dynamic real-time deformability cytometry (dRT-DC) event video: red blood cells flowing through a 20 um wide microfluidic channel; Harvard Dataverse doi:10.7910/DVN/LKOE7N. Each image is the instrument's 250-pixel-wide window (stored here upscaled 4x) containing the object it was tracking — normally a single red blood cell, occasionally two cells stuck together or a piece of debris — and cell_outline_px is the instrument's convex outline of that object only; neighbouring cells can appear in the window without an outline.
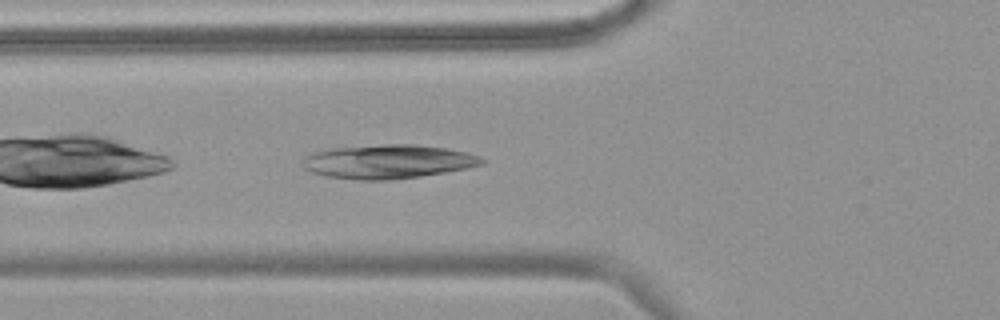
{"species": "common noctule bat (a hibernating species)", "species_latin": "Nyctalus noctula", "temperature_condition": "warm", "stored_images_in_passage": 30, "camera_frame_rate_fps": 3000, "um_per_image_px": 0.085, "animal": {"sex": "female", "body_mass_g": 18.4}, "frame": {"image": 1, "passage_image": 3, "time_ms": 0.667, "image_size_px": [1000, 320], "cell_outline_px": [[484, 164], [468, 168], [420, 176], [388, 180], [360, 180], [328, 176], [312, 172], [304, 168], [304, 156], [316, 152], [332, 148], [384, 144], [416, 144], [448, 148], [468, 152], [480, 156], [484, 160]], "centroid_in_image_um": [33.04, 13.73], "position_along_channel_um": 92.8, "area_um2": 35.32}}
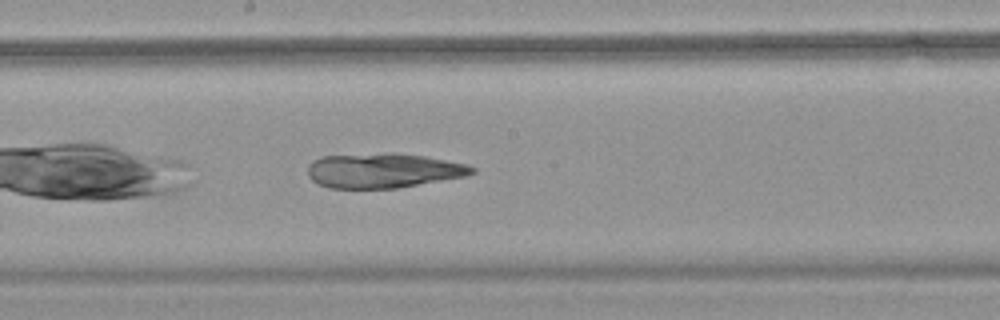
{"frame": {"image": 2, "passage_image": 13, "time_ms": 4.0, "image_size_px": [1000, 320], "cell_outline_px": [[476, 172], [464, 176], [396, 188], [328, 188], [312, 180], [308, 176], [308, 164], [312, 160], [320, 156], [384, 152], [392, 152], [424, 156], [468, 164], [476, 168]], "centroid_in_image_um": [32.54, 14.48], "position_along_channel_um": 215.7, "area_um2": 33.41}}
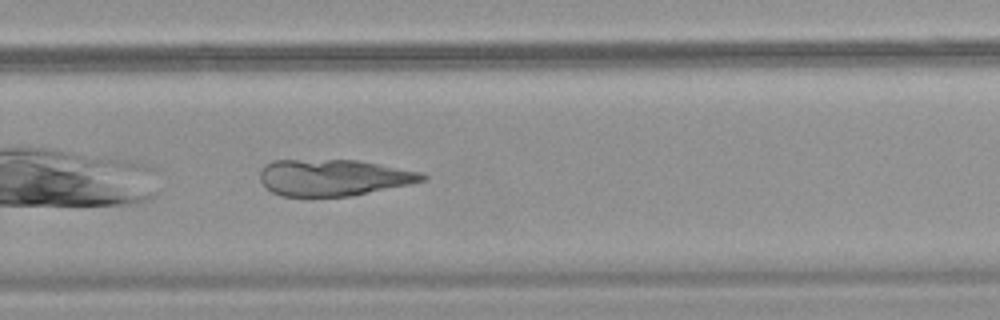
{"frame": {"image": 3, "passage_image": 20, "time_ms": 6.333, "image_size_px": [1000, 320], "cell_outline_px": [[428, 176], [424, 180], [408, 184], [352, 196], [280, 196], [272, 192], [260, 180], [260, 172], [264, 164], [272, 160], [356, 160], [424, 172]], "centroid_in_image_um": [28.33, 15.08], "position_along_channel_um": 301.5, "area_um2": 34.45}}